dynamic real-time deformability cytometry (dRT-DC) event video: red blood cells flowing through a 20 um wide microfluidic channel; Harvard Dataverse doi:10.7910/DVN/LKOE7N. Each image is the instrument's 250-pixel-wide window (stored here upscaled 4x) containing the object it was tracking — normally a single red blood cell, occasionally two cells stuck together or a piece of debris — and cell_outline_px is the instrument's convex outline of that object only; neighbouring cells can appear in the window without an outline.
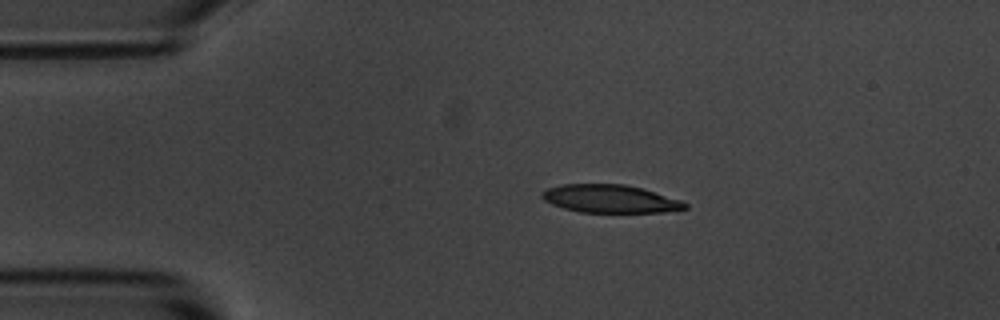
{"species": "common noctule bat (a hibernating species)", "species_latin": "Nyctalus noctula", "temperature_condition": "room temperature", "stored_images_in_passage": 2, "camera_frame_rate_fps": 3000, "um_per_image_px": 0.085, "animal": {"sex": "male", "body_mass_g": 20.1, "forearm_length_mm": 53.5}, "frame": {"image": 1, "passage_image": 1, "time_ms": 0.0, "image_size_px": [1000, 320], "cell_outline_px": [[688, 208], [664, 212], [580, 212], [564, 208], [552, 204], [544, 200], [540, 196], [540, 192], [548, 188], [560, 184], [624, 184], [640, 188], [680, 200], [688, 204]], "centroid_in_image_um": [51.81, 16.89], "position_along_channel_um": 33.2, "area_um2": 23.18}}